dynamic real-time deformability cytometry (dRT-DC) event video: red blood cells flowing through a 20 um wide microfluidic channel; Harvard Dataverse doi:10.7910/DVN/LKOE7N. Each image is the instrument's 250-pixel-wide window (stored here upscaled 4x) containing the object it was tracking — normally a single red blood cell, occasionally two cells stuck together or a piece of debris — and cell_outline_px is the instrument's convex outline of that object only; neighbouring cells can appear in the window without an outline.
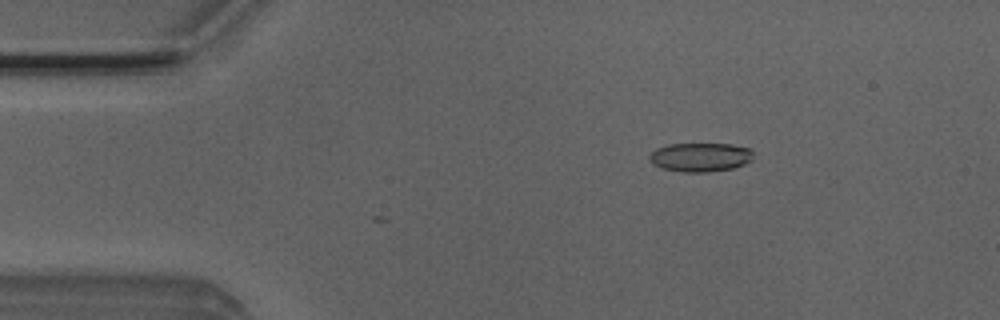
{"species": "Egyptian fruit bat (a non-hibernating species)", "species_latin": "Rousettus aegyptiacus", "temperature_condition": "room temperature", "stored_images_in_passage": 4, "camera_frame_rate_fps": 3000, "um_per_image_px": 0.085, "animal": {"sex": "male"}, "frame": {"image": 1, "passage_image": 2, "time_ms": 0.333, "image_size_px": [1000, 320], "cell_outline_px": [[752, 160], [744, 164], [732, 168], [708, 172], [684, 172], [660, 168], [648, 160], [648, 156], [656, 148], [668, 144], [732, 144], [748, 148], [752, 152]], "centroid_in_image_um": [59.49, 13.36], "position_along_channel_um": 25.5, "area_um2": 17.51}}